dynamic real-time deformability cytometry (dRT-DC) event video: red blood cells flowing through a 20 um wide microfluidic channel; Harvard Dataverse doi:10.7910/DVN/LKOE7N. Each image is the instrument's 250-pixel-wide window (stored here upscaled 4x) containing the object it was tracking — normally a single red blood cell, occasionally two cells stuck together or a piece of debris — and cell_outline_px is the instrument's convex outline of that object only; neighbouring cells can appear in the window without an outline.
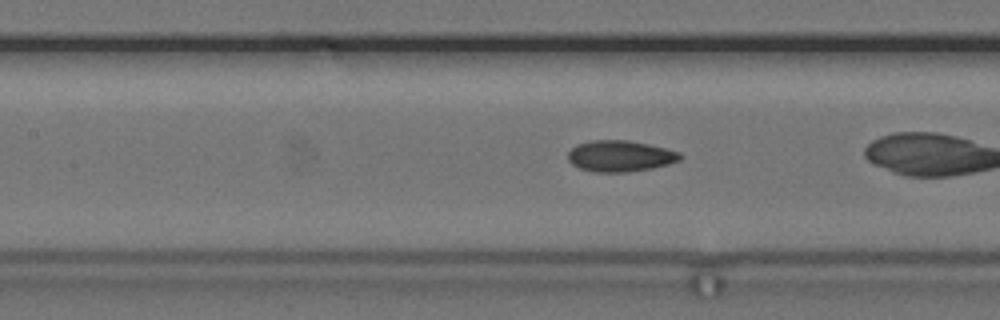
{"species": "common noctule bat (a hibernating species)", "species_latin": "Nyctalus noctula", "temperature_condition": "cold", "stored_images_in_passage": 41, "camera_frame_rate_fps": 3000, "um_per_image_px": 0.085, "animal": {"sex": "female", "body_mass_g": 24.6, "forearm_length_mm": 56.2}, "frame": {"image": 1, "passage_image": 23, "time_ms": 7.333, "image_size_px": [1000, 320], "cell_outline_px": [[684, 156], [680, 160], [668, 164], [652, 168], [628, 172], [592, 172], [580, 168], [572, 164], [568, 160], [568, 152], [576, 144], [592, 140], [628, 140], [648, 144], [680, 152]], "centroid_in_image_um": [52.71, 13.26], "position_along_channel_um": 154.7, "area_um2": 20.46}}